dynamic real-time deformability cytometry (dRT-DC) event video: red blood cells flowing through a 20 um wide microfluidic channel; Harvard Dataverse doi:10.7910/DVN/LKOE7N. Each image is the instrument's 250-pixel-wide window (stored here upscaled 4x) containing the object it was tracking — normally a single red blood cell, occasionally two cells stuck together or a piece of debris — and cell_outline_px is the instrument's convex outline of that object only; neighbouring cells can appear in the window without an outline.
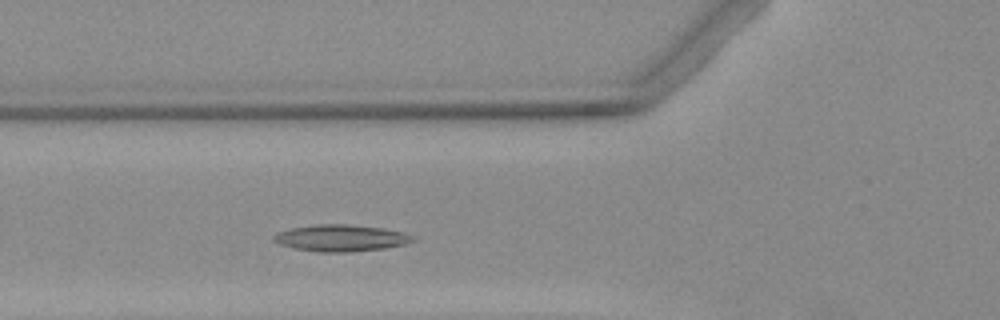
{"species": "Egyptian fruit bat (a non-hibernating species)", "species_latin": "Rousettus aegyptiacus", "temperature_condition": "warm", "stored_images_in_passage": 3, "camera_frame_rate_fps": 3000, "um_per_image_px": 0.085, "animal": {"sex": "female"}, "frame": {"image": 1, "passage_image": 3, "time_ms": 2.333, "image_size_px": [1000, 320], "cell_outline_px": [[416, 240], [404, 244], [384, 248], [352, 252], [320, 252], [296, 248], [280, 244], [272, 240], [272, 236], [280, 232], [292, 228], [316, 224], [348, 224], [384, 228], [400, 232], [412, 236]], "centroid_in_image_um": [28.97, 20.23], "position_along_channel_um": 96.8, "area_um2": 21.39}}